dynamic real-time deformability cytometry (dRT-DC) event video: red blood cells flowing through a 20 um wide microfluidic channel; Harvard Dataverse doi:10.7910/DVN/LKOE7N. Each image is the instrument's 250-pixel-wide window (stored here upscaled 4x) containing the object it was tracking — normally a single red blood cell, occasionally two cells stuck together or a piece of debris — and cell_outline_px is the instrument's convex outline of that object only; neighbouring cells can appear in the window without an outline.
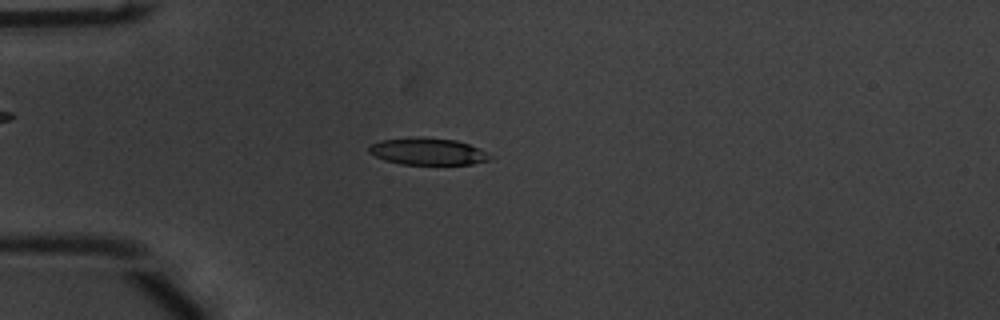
{"species": "common noctule bat (a hibernating species)", "species_latin": "Nyctalus noctula", "temperature_condition": "warm", "stored_images_in_passage": 44, "camera_frame_rate_fps": 3000, "um_per_image_px": 0.085, "animal": {"sex": "male", "body_mass_g": 20.1, "forearm_length_mm": 53.5}, "frame": {"image": 1, "passage_image": 5, "time_ms": 1.333, "image_size_px": [1000, 320], "cell_outline_px": [[496, 156], [488, 160], [472, 164], [400, 164], [384, 160], [368, 152], [368, 148], [372, 144], [380, 140], [416, 136], [456, 140], [468, 144]], "centroid_in_image_um": [36.36, 12.87], "position_along_channel_um": 48.6, "area_um2": 19.07}}
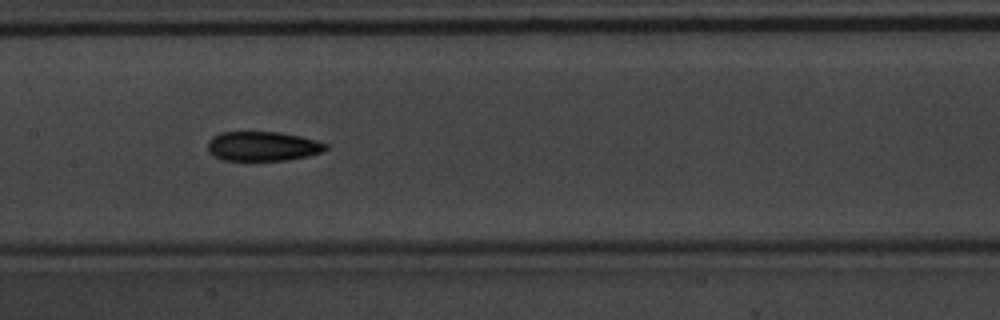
{"frame": {"image": 2, "passage_image": 17, "time_ms": 5.333, "image_size_px": [1000, 320], "cell_outline_px": [[328, 148], [320, 152], [308, 156], [288, 160], [224, 160], [212, 156], [208, 152], [208, 140], [212, 136], [220, 132], [280, 132], [300, 136], [316, 140], [328, 144]], "centroid_in_image_um": [22.31, 12.43], "position_along_channel_um": 185.1, "area_um2": 20.4}}
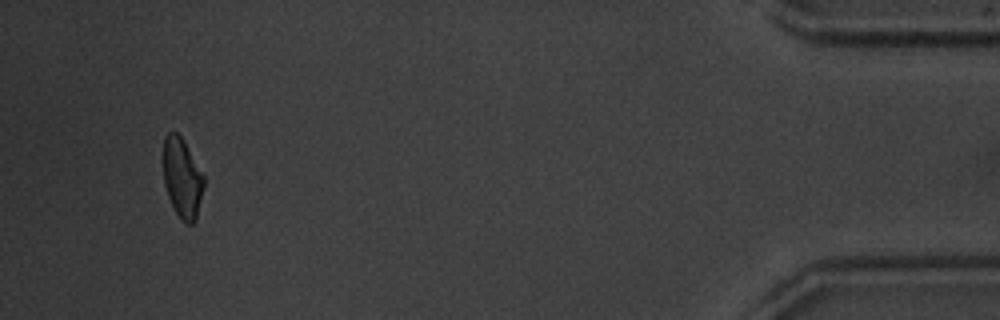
{"frame": {"image": 3, "passage_image": 41, "time_ms": 13.333, "image_size_px": [1000, 320], "cell_outline_px": [[204, 188], [196, 220], [192, 224], [184, 224], [176, 212], [168, 196], [164, 184], [164, 136], [168, 132], [176, 132], [180, 136], [204, 176]], "centroid_in_image_um": [15.49, 15.17], "position_along_channel_um": 419.7, "area_um2": 18.61}, "authors_computed_cell_mechanics": {"area_um2": 20.0277, "velocity_mm_per_s": 3.8077, "shape_relaxation_time_tau1_ms": 2.7977, "shape_relaxation_time_tau2_ms": 4.5015, "deformation_change_tau1": 0.1349, "deformation_change_tau2": 0.1331}}